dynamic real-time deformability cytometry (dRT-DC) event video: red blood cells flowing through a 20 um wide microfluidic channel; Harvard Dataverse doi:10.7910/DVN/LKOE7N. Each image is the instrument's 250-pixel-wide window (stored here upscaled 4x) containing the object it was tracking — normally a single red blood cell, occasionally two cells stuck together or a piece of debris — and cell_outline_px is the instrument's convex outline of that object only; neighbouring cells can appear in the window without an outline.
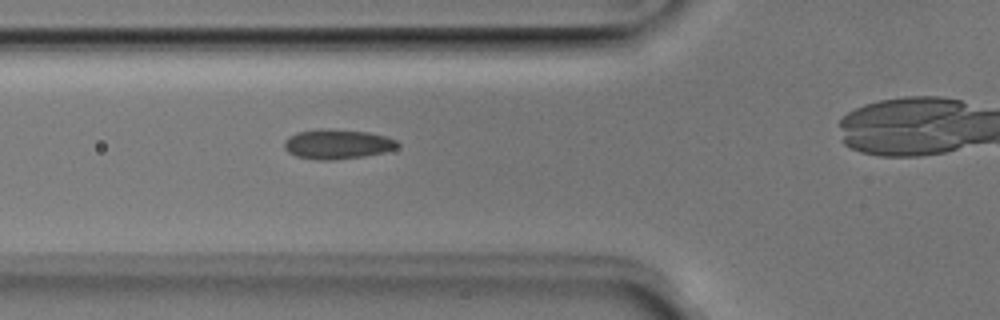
{"species": "Egyptian fruit bat (a non-hibernating species)", "species_latin": "Rousettus aegyptiacus", "temperature_condition": "room temperature", "stored_images_in_passage": 33, "camera_frame_rate_fps": 3000, "um_per_image_px": 0.085, "animal": {"sex": "male"}, "frame": {"image": 1, "passage_image": 10, "time_ms": 3.0, "image_size_px": [1000, 320], "cell_outline_px": [[400, 144], [396, 148], [384, 152], [364, 156], [336, 160], [316, 160], [296, 156], [288, 152], [284, 148], [284, 140], [288, 136], [296, 132], [320, 128], [328, 128], [368, 132], [384, 136], [396, 140]], "centroid_in_image_um": [28.63, 12.24], "position_along_channel_um": 97.2, "area_um2": 19.83}}
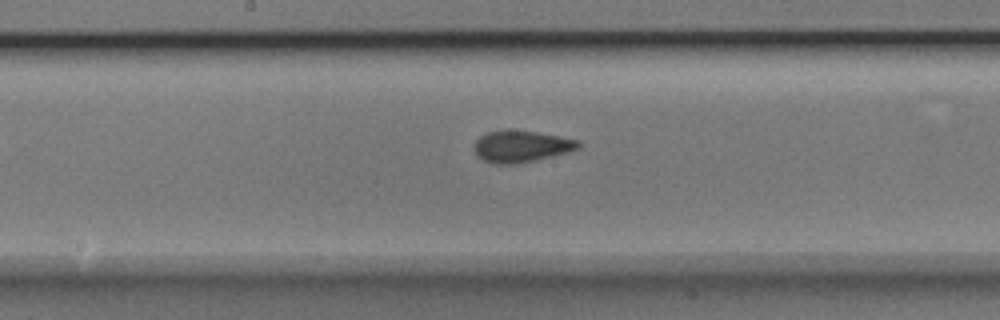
{"frame": {"image": 2, "passage_image": 18, "time_ms": 5.667, "image_size_px": [1000, 320], "cell_outline_px": [[580, 148], [568, 152], [552, 156], [516, 164], [496, 164], [484, 160], [476, 156], [476, 140], [480, 136], [488, 132], [536, 132], [560, 136], [580, 140]], "centroid_in_image_um": [44.36, 12.47], "position_along_channel_um": 203.8, "area_um2": 18.61}}
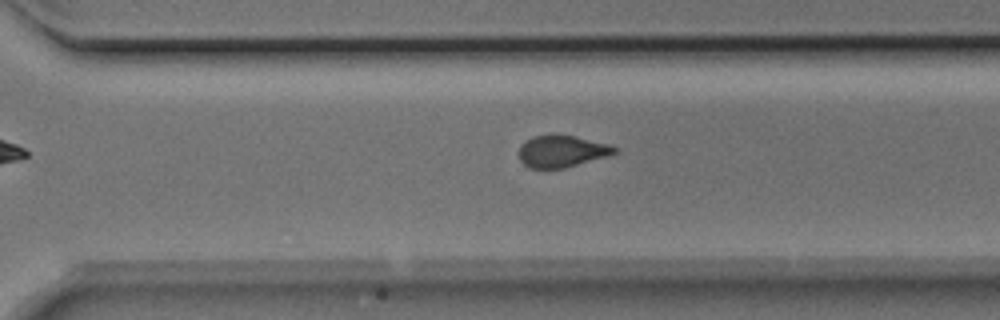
{"frame": {"image": 3, "passage_image": 27, "time_ms": 8.667, "image_size_px": [1000, 320], "cell_outline_px": [[620, 148], [616, 152], [608, 156], [564, 168], [528, 168], [520, 160], [520, 144], [524, 140], [532, 136], [576, 136], [608, 144]], "centroid_in_image_um": [47.76, 12.87], "position_along_channel_um": 322.8, "area_um2": 17.57}}